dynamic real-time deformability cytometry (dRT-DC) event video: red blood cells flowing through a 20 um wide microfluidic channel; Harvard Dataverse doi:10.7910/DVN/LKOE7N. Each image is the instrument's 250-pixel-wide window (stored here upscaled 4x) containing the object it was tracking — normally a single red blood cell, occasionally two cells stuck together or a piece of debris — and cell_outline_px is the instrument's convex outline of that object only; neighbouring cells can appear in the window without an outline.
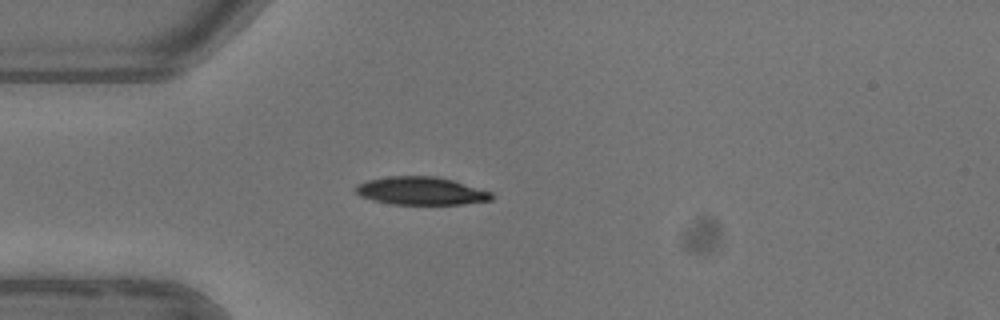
{"species": "common noctule bat (a hibernating species)", "species_latin": "Nyctalus noctula", "temperature_condition": "warm", "stored_images_in_passage": 3, "camera_frame_rate_fps": 3000, "um_per_image_px": 0.085, "animal": {"sex": "female"}, "frame": {"image": 1, "passage_image": 3, "time_ms": 3.333, "image_size_px": [1000, 320], "cell_outline_px": [[492, 200], [464, 204], [392, 204], [372, 200], [360, 196], [352, 188], [356, 184], [368, 180], [388, 176], [436, 176], [452, 180], [492, 192]], "centroid_in_image_um": [35.74, 16.22], "position_along_channel_um": 49.3, "area_um2": 22.2}}